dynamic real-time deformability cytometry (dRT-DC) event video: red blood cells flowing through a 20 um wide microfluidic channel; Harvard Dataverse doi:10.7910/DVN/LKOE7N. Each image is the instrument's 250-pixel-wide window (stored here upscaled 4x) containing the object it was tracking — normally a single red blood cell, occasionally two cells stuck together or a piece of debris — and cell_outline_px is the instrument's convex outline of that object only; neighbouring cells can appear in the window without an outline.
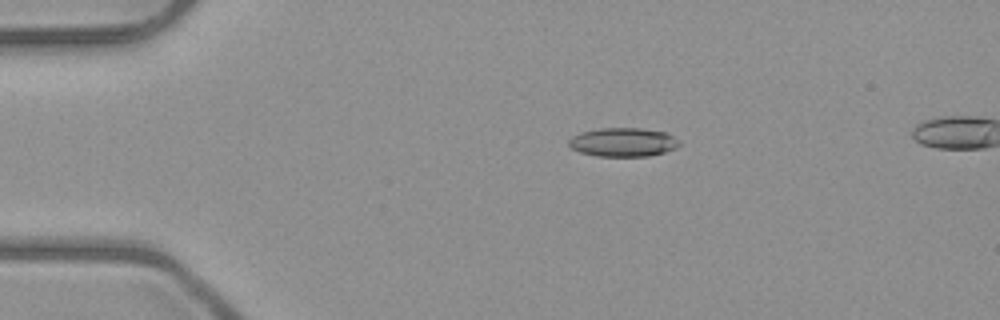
{"species": "common noctule bat (a hibernating species)", "species_latin": "Nyctalus noctula", "temperature_condition": "room temperature", "stored_images_in_passage": 5, "camera_frame_rate_fps": 3000, "um_per_image_px": 0.085, "animal": {"sex": "male", "body_mass_g": 23.1, "forearm_length_mm": 52.7}, "frame": {"image": 1, "passage_image": 1, "time_ms": 0.0, "image_size_px": [1000, 320], "cell_outline_px": [[680, 144], [676, 148], [664, 152], [648, 156], [596, 156], [580, 152], [572, 148], [568, 144], [568, 140], [572, 136], [580, 132], [600, 128], [640, 128], [668, 132]], "centroid_in_image_um": [52.94, 12.08], "position_along_channel_um": 32.1, "area_um2": 18.55}}
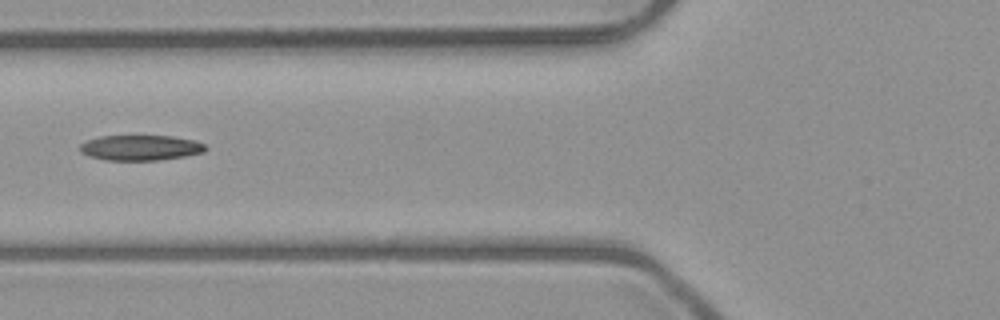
{"frame": {"image": 2, "passage_image": 4, "time_ms": 3.333, "image_size_px": [1000, 320], "cell_outline_px": [[208, 148], [204, 152], [184, 156], [156, 160], [104, 160], [88, 156], [80, 152], [80, 144], [88, 140], [100, 136], [172, 136], [196, 140], [204, 144]], "centroid_in_image_um": [11.94, 12.55], "position_along_channel_um": 113.9, "area_um2": 18.55}}
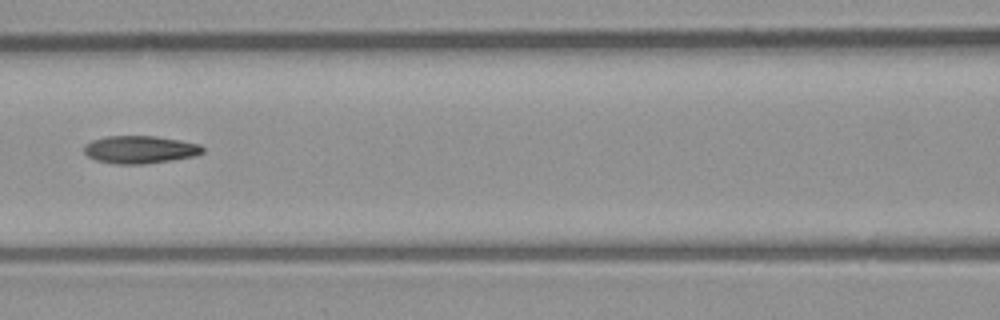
{"frame": {"image": 3, "passage_image": 5, "time_ms": 4.333, "image_size_px": [1000, 320], "cell_outline_px": [[204, 152], [196, 156], [172, 160], [144, 164], [116, 164], [96, 160], [88, 156], [84, 152], [84, 144], [92, 140], [104, 136], [156, 136], [180, 140], [200, 144], [204, 148]], "centroid_in_image_um": [11.91, 12.71], "position_along_channel_um": 154.7, "area_um2": 19.31}}